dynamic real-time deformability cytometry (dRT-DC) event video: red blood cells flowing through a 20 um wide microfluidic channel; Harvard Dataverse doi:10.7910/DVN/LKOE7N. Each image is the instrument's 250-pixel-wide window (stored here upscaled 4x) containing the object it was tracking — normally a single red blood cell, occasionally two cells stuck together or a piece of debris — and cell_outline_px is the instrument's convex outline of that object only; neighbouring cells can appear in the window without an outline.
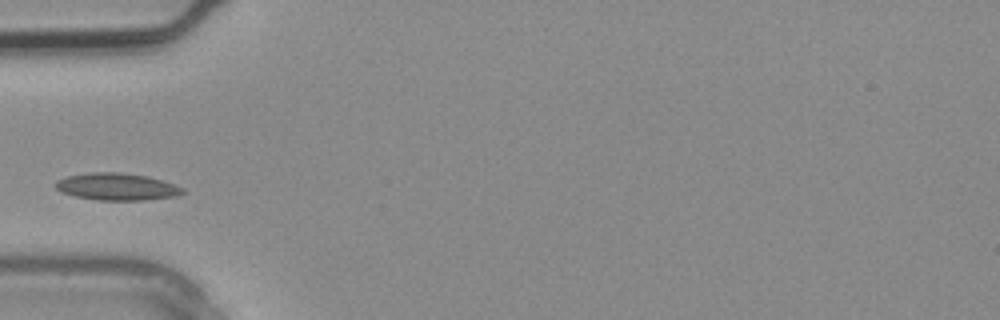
{"species": "common noctule bat (a hibernating species)", "species_latin": "Nyctalus noctula", "temperature_condition": "warm", "stored_images_in_passage": 1, "camera_frame_rate_fps": 3000, "um_per_image_px": 0.085, "animal": {"sex": "male", "body_mass_g": 20.4}, "frame": {"image": 1, "passage_image": 1, "time_ms": 0.0, "image_size_px": [1000, 320], "cell_outline_px": [[184, 192], [176, 196], [144, 200], [100, 200], [76, 196], [60, 192], [56, 188], [56, 180], [68, 176], [92, 172], [120, 172], [148, 176], [184, 188]], "centroid_in_image_um": [9.92, 15.87], "position_along_channel_um": 75.1, "area_um2": 19.88}}